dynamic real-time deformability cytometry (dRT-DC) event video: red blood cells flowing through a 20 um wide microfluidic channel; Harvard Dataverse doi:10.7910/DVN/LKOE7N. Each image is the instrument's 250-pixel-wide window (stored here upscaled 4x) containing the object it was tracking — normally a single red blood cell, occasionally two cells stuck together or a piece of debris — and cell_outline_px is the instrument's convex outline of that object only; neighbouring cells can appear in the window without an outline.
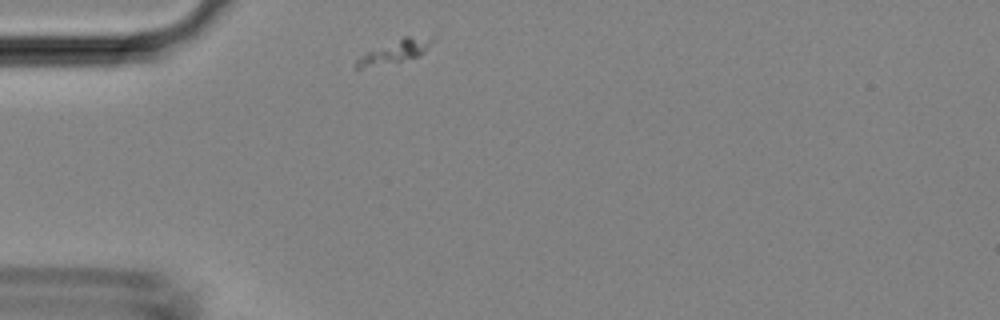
{"species": "Egyptian fruit bat (a non-hibernating species)", "species_latin": "Rousettus aegyptiacus", "temperature_condition": "room temperature", "stored_images_in_passage": 15, "camera_frame_rate_fps": 3000, "um_per_image_px": 0.085, "animal": {"sex": "female"}, "frame": {"image": 1, "passage_image": 1, "time_ms": 0.0, "image_size_px": [1000, 320], "cell_outline_px": [[436, 40], [420, 56], [360, 68], [356, 68], [356, 60], [368, 52], [404, 36], [432, 32]], "centroid_in_image_um": [33.8, 4.26], "position_along_channel_um": 51.2, "area_um2": 10.17}}
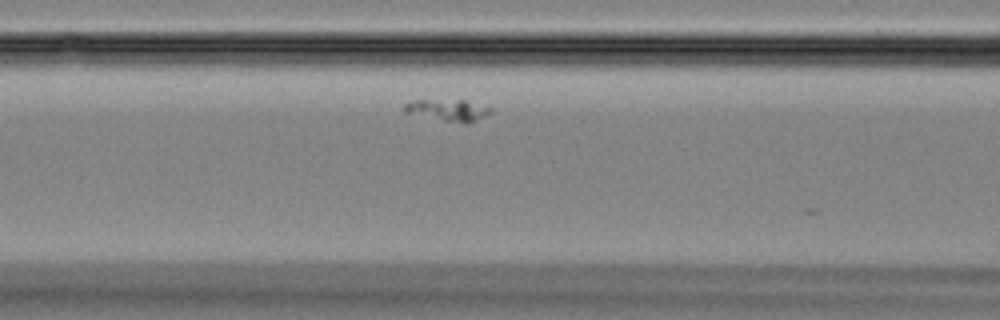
{"frame": {"image": 2, "passage_image": 8, "time_ms": 2.333, "image_size_px": [1000, 320], "cell_outline_px": [[492, 112], [484, 116], [464, 124], [404, 112], [404, 104], [416, 100], [464, 100], [492, 108]], "centroid_in_image_um": [38.09, 9.35], "position_along_channel_um": 128.5, "area_um2": 10.52}}
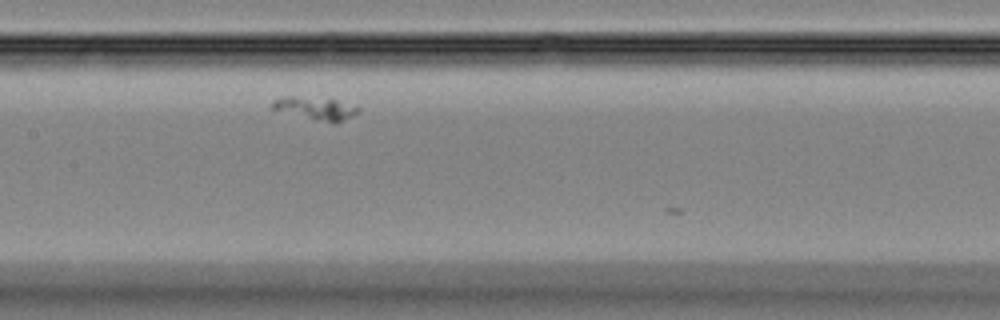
{"frame": {"image": 3, "passage_image": 12, "time_ms": 3.667, "image_size_px": [1000, 320], "cell_outline_px": [[360, 112], [340, 120], [328, 120], [272, 108], [272, 100], [288, 96], [292, 96], [336, 100], [360, 108]], "centroid_in_image_um": [26.85, 9.14], "position_along_channel_um": 180.6, "area_um2": 10.0}}